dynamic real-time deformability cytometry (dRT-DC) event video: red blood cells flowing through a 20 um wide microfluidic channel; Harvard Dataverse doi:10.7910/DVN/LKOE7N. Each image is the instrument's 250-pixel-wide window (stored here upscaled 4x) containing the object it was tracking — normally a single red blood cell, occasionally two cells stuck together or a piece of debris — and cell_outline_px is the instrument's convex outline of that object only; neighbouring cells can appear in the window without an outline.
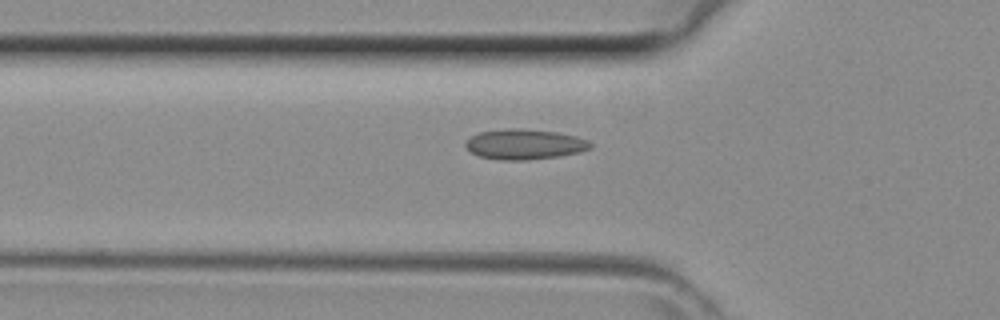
{"species": "common noctule bat (a hibernating species)", "species_latin": "Nyctalus noctula", "temperature_condition": "room temperature", "stored_images_in_passage": 25, "camera_frame_rate_fps": 3000, "um_per_image_px": 0.085, "animal": {"sex": "female", "body_mass_g": 29.2, "forearm_length_mm": 56.3}, "frame": {"image": 1, "passage_image": 2, "time_ms": 0.333, "image_size_px": [1000, 320], "cell_outline_px": [[592, 148], [580, 152], [560, 156], [524, 160], [500, 160], [480, 156], [472, 152], [464, 144], [472, 136], [480, 132], [508, 128], [520, 128], [556, 132], [576, 136], [588, 140], [592, 144]], "centroid_in_image_um": [44.63, 12.26], "position_along_channel_um": 81.2, "area_um2": 21.91}}
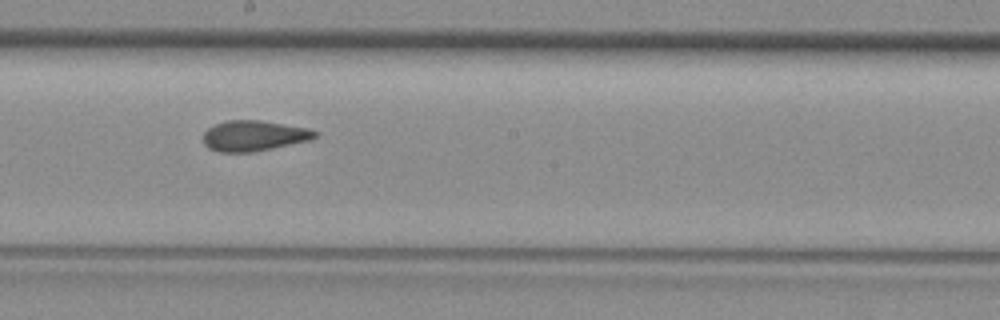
{"frame": {"image": 2, "passage_image": 11, "time_ms": 3.333, "image_size_px": [1000, 320], "cell_outline_px": [[316, 136], [312, 140], [252, 152], [220, 152], [208, 148], [204, 144], [204, 132], [208, 128], [216, 124], [228, 120], [260, 120], [308, 128], [316, 132]], "centroid_in_image_um": [21.57, 11.54], "position_along_channel_um": 226.6, "area_um2": 19.77}}
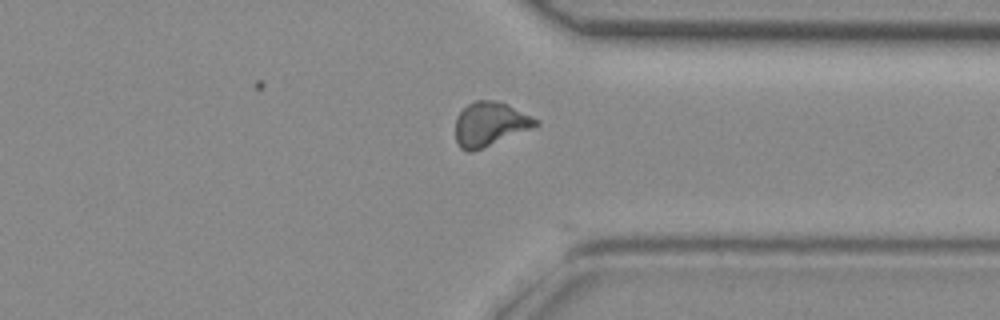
{"frame": {"image": 3, "passage_image": 20, "time_ms": 6.333, "image_size_px": [1000, 320], "cell_outline_px": [[540, 124], [532, 128], [472, 152], [468, 152], [460, 148], [456, 140], [456, 116], [468, 104], [476, 100], [492, 100], [508, 104], [540, 120]], "centroid_in_image_um": [41.65, 10.54], "position_along_channel_um": 369.8, "area_um2": 20.52}}